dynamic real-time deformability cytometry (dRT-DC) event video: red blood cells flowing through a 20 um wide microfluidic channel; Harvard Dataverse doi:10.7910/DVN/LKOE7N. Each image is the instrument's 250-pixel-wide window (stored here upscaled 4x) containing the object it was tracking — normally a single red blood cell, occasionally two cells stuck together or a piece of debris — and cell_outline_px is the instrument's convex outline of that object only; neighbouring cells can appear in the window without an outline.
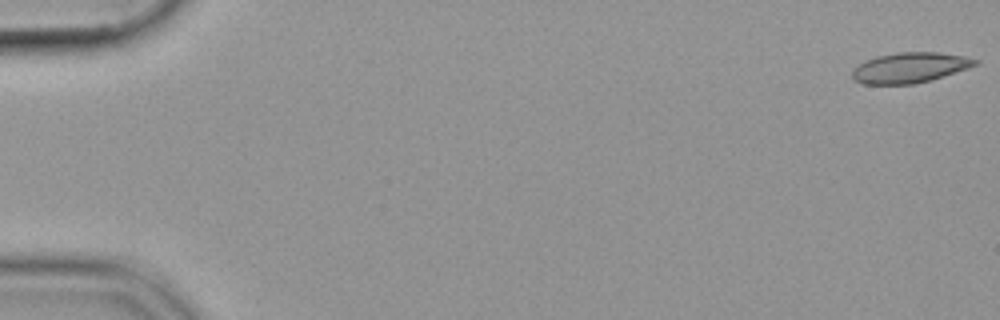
{"species": "common noctule bat (a hibernating species)", "species_latin": "Nyctalus noctula", "temperature_condition": "cold", "stored_images_in_passage": 54, "camera_frame_rate_fps": 3000, "um_per_image_px": 0.085, "animal": {"sex": "female", "body_mass_g": 19.9}, "frame": {"image": 1, "passage_image": 1, "time_ms": 0.0, "image_size_px": [1000, 320], "cell_outline_px": [[980, 64], [932, 80], [912, 84], [864, 84], [852, 80], [852, 68], [864, 60], [876, 56], [896, 52], [940, 52], [964, 56], [980, 60]], "centroid_in_image_um": [77.32, 5.74], "position_along_channel_um": 7.7, "area_um2": 22.08}}
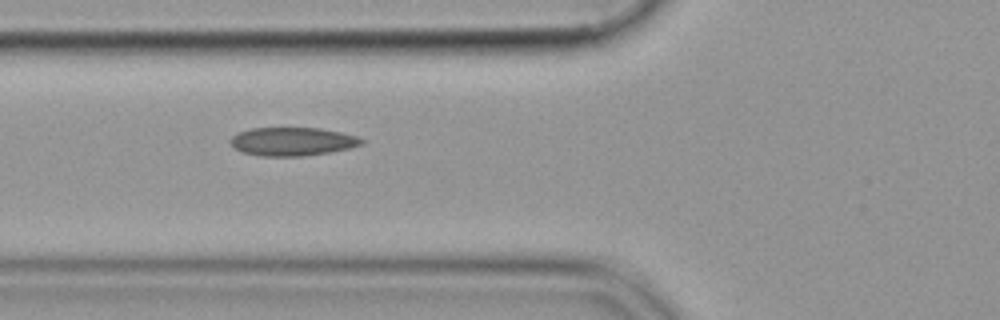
{"frame": {"image": 2, "passage_image": 21, "time_ms": 6.667, "image_size_px": [1000, 320], "cell_outline_px": [[364, 144], [348, 148], [328, 152], [300, 156], [260, 156], [244, 152], [232, 148], [228, 144], [228, 140], [236, 132], [252, 128], [320, 128], [340, 132], [356, 136], [364, 140]], "centroid_in_image_um": [24.78, 12.02], "position_along_channel_um": 101.0, "area_um2": 21.79}}
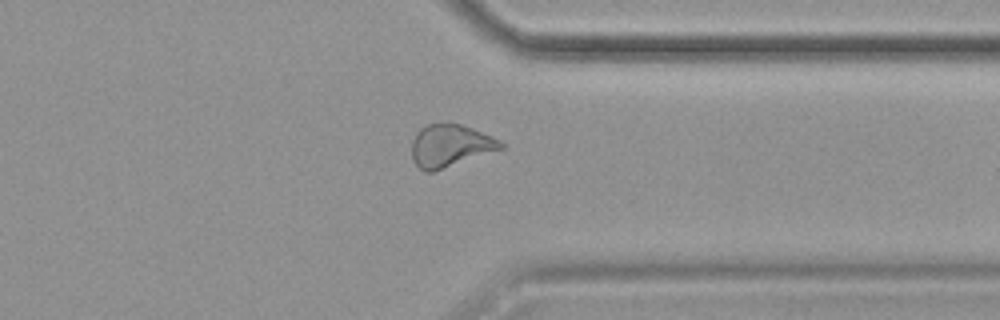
{"frame": {"image": 3, "passage_image": 43, "time_ms": 14.0, "image_size_px": [1000, 320], "cell_outline_px": [[504, 148], [432, 172], [424, 172], [412, 160], [412, 140], [416, 132], [420, 128], [428, 124], [460, 124], [472, 128], [492, 136], [500, 140], [504, 144]], "centroid_in_image_um": [38.25, 12.39], "position_along_channel_um": 373.1, "area_um2": 21.85}}